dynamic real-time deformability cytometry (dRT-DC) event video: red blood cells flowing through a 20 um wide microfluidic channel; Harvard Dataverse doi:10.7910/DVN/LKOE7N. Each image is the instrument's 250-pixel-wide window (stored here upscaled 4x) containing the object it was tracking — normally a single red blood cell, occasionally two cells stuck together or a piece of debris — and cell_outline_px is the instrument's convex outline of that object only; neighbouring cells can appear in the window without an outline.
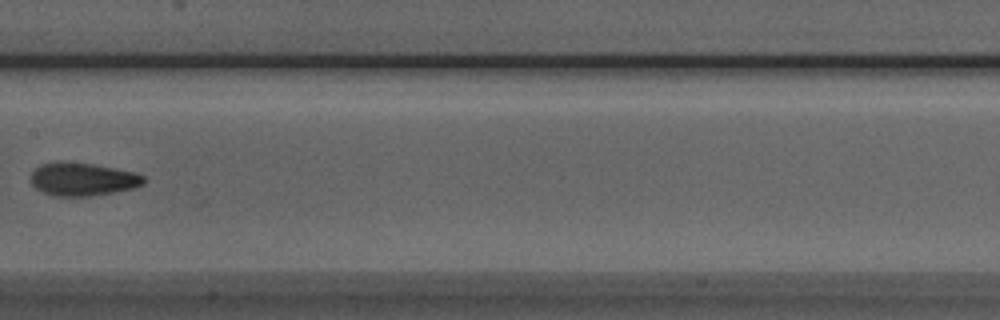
{"species": "Egyptian fruit bat (a non-hibernating species)", "species_latin": "Rousettus aegyptiacus", "temperature_condition": "room temperature", "stored_images_in_passage": 8, "camera_frame_rate_fps": 3000, "um_per_image_px": 0.085, "animal": {"sex": "male"}, "frame": {"image": 1, "passage_image": 8, "time_ms": 8.0, "image_size_px": [1000, 320], "cell_outline_px": [[144, 184], [136, 188], [88, 196], [56, 196], [44, 192], [36, 188], [28, 180], [32, 172], [40, 164], [60, 160], [92, 164], [136, 172], [144, 176]], "centroid_in_image_um": [7.0, 15.22], "position_along_channel_um": 200.4, "area_um2": 21.96}}